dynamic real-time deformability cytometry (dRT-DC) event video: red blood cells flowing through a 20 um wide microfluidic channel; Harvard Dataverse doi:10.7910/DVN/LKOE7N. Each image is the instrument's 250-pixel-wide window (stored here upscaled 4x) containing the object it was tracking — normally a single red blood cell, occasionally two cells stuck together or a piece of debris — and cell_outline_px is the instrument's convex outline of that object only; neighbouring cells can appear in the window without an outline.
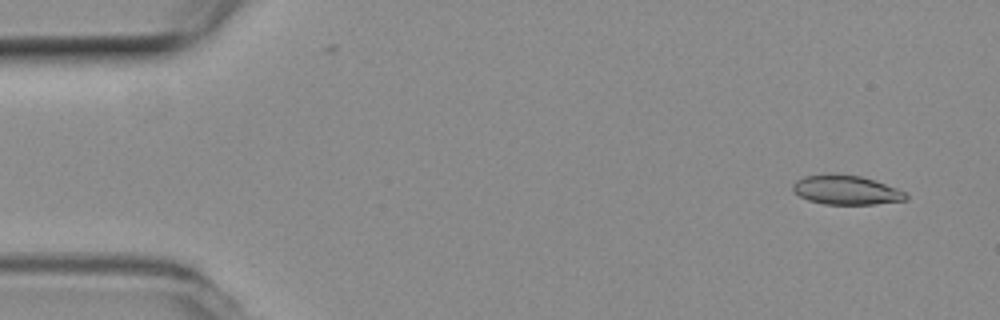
{"species": "common noctule bat (a hibernating species)", "species_latin": "Nyctalus noctula", "temperature_condition": "room temperature", "stored_images_in_passage": 54, "camera_frame_rate_fps": 3000, "um_per_image_px": 0.085, "animal": {"sex": "female", "body_mass_g": 19.3, "forearm_length_mm": 54.1}, "frame": {"image": 1, "passage_image": 4, "time_ms": 1.0, "image_size_px": [1000, 320], "cell_outline_px": [[908, 200], [876, 204], [824, 204], [808, 200], [800, 196], [792, 188], [792, 184], [796, 180], [804, 176], [860, 176], [896, 188], [904, 192], [908, 196]], "centroid_in_image_um": [71.94, 16.19], "position_along_channel_um": 13.1, "area_um2": 18.55}}
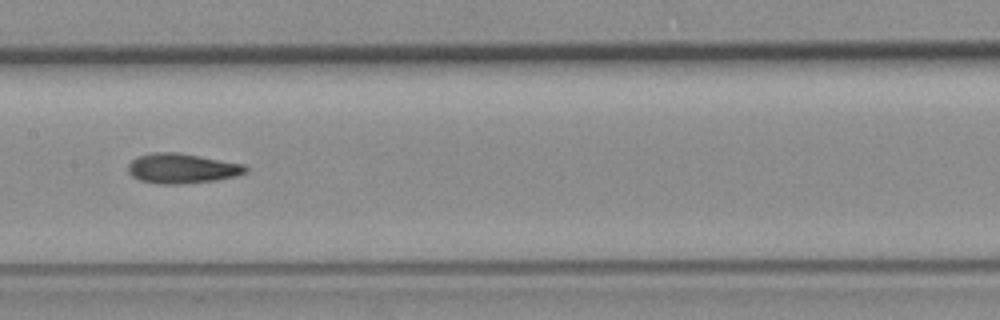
{"frame": {"image": 2, "passage_image": 27, "time_ms": 8.667, "image_size_px": [1000, 320], "cell_outline_px": [[248, 172], [236, 176], [216, 180], [180, 184], [156, 184], [140, 180], [132, 176], [128, 172], [128, 164], [132, 160], [140, 156], [152, 152], [176, 152], [244, 164], [248, 168]], "centroid_in_image_um": [15.47, 14.32], "position_along_channel_um": 191.9, "area_um2": 20.46}}
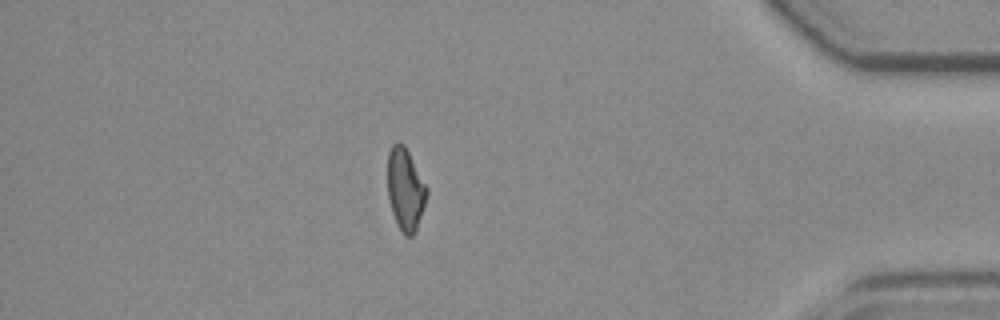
{"frame": {"image": 3, "passage_image": 47, "time_ms": 15.333, "image_size_px": [1000, 320], "cell_outline_px": [[428, 192], [416, 232], [412, 236], [404, 236], [396, 224], [392, 212], [388, 196], [388, 152], [392, 144], [396, 140], [400, 140], [404, 144], [428, 188]], "centroid_in_image_um": [34.45, 16.08], "position_along_channel_um": 400.8, "area_um2": 18.96}, "authors_computed_cell_mechanics": {"area_um2": 19.6231, "velocity_mm_per_s": 3.7997, "shape_relaxation_time_tau1_ms": null, "shape_relaxation_time_tau2_ms": 4.7326, "deformation_change_tau1": null, "deformation_change_tau2": 0.1215}}